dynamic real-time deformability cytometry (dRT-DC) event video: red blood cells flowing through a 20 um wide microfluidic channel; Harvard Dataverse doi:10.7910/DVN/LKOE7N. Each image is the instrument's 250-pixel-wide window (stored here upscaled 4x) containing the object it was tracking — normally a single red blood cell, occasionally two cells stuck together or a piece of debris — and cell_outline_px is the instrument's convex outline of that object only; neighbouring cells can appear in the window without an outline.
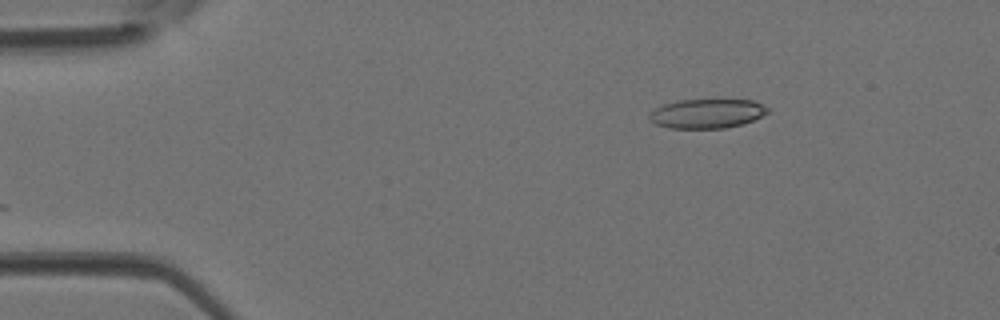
{"species": "Egyptian fruit bat (a non-hibernating species)", "species_latin": "Rousettus aegyptiacus", "temperature_condition": "room temperature", "stored_images_in_passage": 3, "camera_frame_rate_fps": 3000, "um_per_image_px": 0.085, "animal": {"sex": "female"}, "frame": {"image": 1, "passage_image": 1, "time_ms": 0.0, "image_size_px": [1000, 320], "cell_outline_px": [[768, 112], [744, 124], [724, 128], [668, 128], [656, 124], [648, 120], [648, 116], [656, 108], [664, 104], [680, 100], [752, 100], [768, 108]], "centroid_in_image_um": [60.06, 9.66], "position_along_channel_um": 24.9, "area_um2": 20.0}}
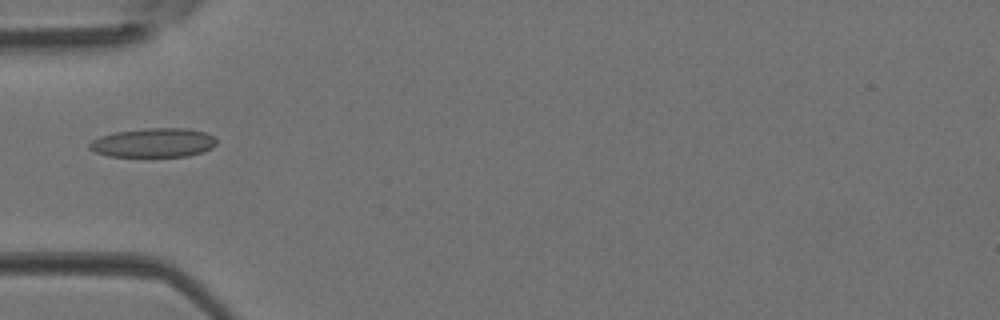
{"frame": {"image": 2, "passage_image": 3, "time_ms": 0.667, "image_size_px": [1000, 320], "cell_outline_px": [[216, 144], [212, 148], [204, 152], [188, 156], [108, 156], [96, 152], [88, 148], [88, 144], [92, 140], [100, 136], [116, 132], [144, 128], [188, 128], [204, 132], [212, 136], [216, 140]], "centroid_in_image_um": [13.05, 12.13], "position_along_channel_um": 72.0, "area_um2": 21.56}}